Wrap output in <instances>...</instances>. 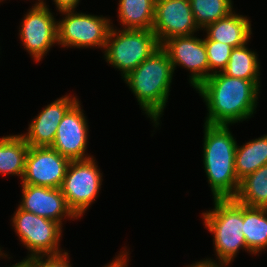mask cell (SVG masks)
Returning <instances> with one entry per match:
<instances>
[{
  "label": "cell",
  "mask_w": 267,
  "mask_h": 267,
  "mask_svg": "<svg viewBox=\"0 0 267 267\" xmlns=\"http://www.w3.org/2000/svg\"><path fill=\"white\" fill-rule=\"evenodd\" d=\"M111 25L103 56L108 65L121 72L123 79L156 51L160 44L152 30L119 29L113 22Z\"/></svg>",
  "instance_id": "5"
},
{
  "label": "cell",
  "mask_w": 267,
  "mask_h": 267,
  "mask_svg": "<svg viewBox=\"0 0 267 267\" xmlns=\"http://www.w3.org/2000/svg\"><path fill=\"white\" fill-rule=\"evenodd\" d=\"M203 167L213 199H234L240 181L235 172L237 141L229 125L203 124Z\"/></svg>",
  "instance_id": "3"
},
{
  "label": "cell",
  "mask_w": 267,
  "mask_h": 267,
  "mask_svg": "<svg viewBox=\"0 0 267 267\" xmlns=\"http://www.w3.org/2000/svg\"><path fill=\"white\" fill-rule=\"evenodd\" d=\"M77 101L63 116L51 148L70 160L92 158L88 154L89 126L85 111ZM82 108V109H81Z\"/></svg>",
  "instance_id": "12"
},
{
  "label": "cell",
  "mask_w": 267,
  "mask_h": 267,
  "mask_svg": "<svg viewBox=\"0 0 267 267\" xmlns=\"http://www.w3.org/2000/svg\"><path fill=\"white\" fill-rule=\"evenodd\" d=\"M8 267H34V257L24 258L18 263L12 264V266Z\"/></svg>",
  "instance_id": "29"
},
{
  "label": "cell",
  "mask_w": 267,
  "mask_h": 267,
  "mask_svg": "<svg viewBox=\"0 0 267 267\" xmlns=\"http://www.w3.org/2000/svg\"><path fill=\"white\" fill-rule=\"evenodd\" d=\"M267 164V134L243 145L237 144L235 172L239 181Z\"/></svg>",
  "instance_id": "20"
},
{
  "label": "cell",
  "mask_w": 267,
  "mask_h": 267,
  "mask_svg": "<svg viewBox=\"0 0 267 267\" xmlns=\"http://www.w3.org/2000/svg\"><path fill=\"white\" fill-rule=\"evenodd\" d=\"M29 145L20 134L0 137V175L22 180Z\"/></svg>",
  "instance_id": "17"
},
{
  "label": "cell",
  "mask_w": 267,
  "mask_h": 267,
  "mask_svg": "<svg viewBox=\"0 0 267 267\" xmlns=\"http://www.w3.org/2000/svg\"><path fill=\"white\" fill-rule=\"evenodd\" d=\"M204 45L208 57L210 77L212 74L222 72L226 68L233 47L210 40L206 35L204 36Z\"/></svg>",
  "instance_id": "24"
},
{
  "label": "cell",
  "mask_w": 267,
  "mask_h": 267,
  "mask_svg": "<svg viewBox=\"0 0 267 267\" xmlns=\"http://www.w3.org/2000/svg\"><path fill=\"white\" fill-rule=\"evenodd\" d=\"M5 1L4 0H1L0 3L1 2L3 3ZM34 5H47V2L45 0H37V1H35Z\"/></svg>",
  "instance_id": "30"
},
{
  "label": "cell",
  "mask_w": 267,
  "mask_h": 267,
  "mask_svg": "<svg viewBox=\"0 0 267 267\" xmlns=\"http://www.w3.org/2000/svg\"><path fill=\"white\" fill-rule=\"evenodd\" d=\"M202 31L195 22L189 0H155L152 31L160 46L168 39Z\"/></svg>",
  "instance_id": "13"
},
{
  "label": "cell",
  "mask_w": 267,
  "mask_h": 267,
  "mask_svg": "<svg viewBox=\"0 0 267 267\" xmlns=\"http://www.w3.org/2000/svg\"><path fill=\"white\" fill-rule=\"evenodd\" d=\"M174 74L170 58L160 46L123 78L144 111L142 113L150 118L156 129L164 115Z\"/></svg>",
  "instance_id": "2"
},
{
  "label": "cell",
  "mask_w": 267,
  "mask_h": 267,
  "mask_svg": "<svg viewBox=\"0 0 267 267\" xmlns=\"http://www.w3.org/2000/svg\"><path fill=\"white\" fill-rule=\"evenodd\" d=\"M70 254L66 251L58 255L34 257V267H72Z\"/></svg>",
  "instance_id": "25"
},
{
  "label": "cell",
  "mask_w": 267,
  "mask_h": 267,
  "mask_svg": "<svg viewBox=\"0 0 267 267\" xmlns=\"http://www.w3.org/2000/svg\"><path fill=\"white\" fill-rule=\"evenodd\" d=\"M20 185L22 190V198L18 204L20 209L56 221L62 226L67 218L72 221L78 219L68 207L60 188Z\"/></svg>",
  "instance_id": "14"
},
{
  "label": "cell",
  "mask_w": 267,
  "mask_h": 267,
  "mask_svg": "<svg viewBox=\"0 0 267 267\" xmlns=\"http://www.w3.org/2000/svg\"><path fill=\"white\" fill-rule=\"evenodd\" d=\"M195 90L208 111L204 123L230 127L254 117L261 93L254 81L230 77L223 72L212 74Z\"/></svg>",
  "instance_id": "1"
},
{
  "label": "cell",
  "mask_w": 267,
  "mask_h": 267,
  "mask_svg": "<svg viewBox=\"0 0 267 267\" xmlns=\"http://www.w3.org/2000/svg\"><path fill=\"white\" fill-rule=\"evenodd\" d=\"M250 20L234 10L228 16L208 24L202 31L210 40L237 48L251 40L253 30Z\"/></svg>",
  "instance_id": "16"
},
{
  "label": "cell",
  "mask_w": 267,
  "mask_h": 267,
  "mask_svg": "<svg viewBox=\"0 0 267 267\" xmlns=\"http://www.w3.org/2000/svg\"><path fill=\"white\" fill-rule=\"evenodd\" d=\"M56 6L57 12L76 10L81 2L80 0H52Z\"/></svg>",
  "instance_id": "27"
},
{
  "label": "cell",
  "mask_w": 267,
  "mask_h": 267,
  "mask_svg": "<svg viewBox=\"0 0 267 267\" xmlns=\"http://www.w3.org/2000/svg\"><path fill=\"white\" fill-rule=\"evenodd\" d=\"M78 100L70 93L57 98L45 106L29 123L27 132L20 135L30 147H51L63 116Z\"/></svg>",
  "instance_id": "15"
},
{
  "label": "cell",
  "mask_w": 267,
  "mask_h": 267,
  "mask_svg": "<svg viewBox=\"0 0 267 267\" xmlns=\"http://www.w3.org/2000/svg\"><path fill=\"white\" fill-rule=\"evenodd\" d=\"M213 209L202 213L205 230L213 236L216 259L206 258L225 264H232L240 250H248L243 230V204L235 199H213Z\"/></svg>",
  "instance_id": "4"
},
{
  "label": "cell",
  "mask_w": 267,
  "mask_h": 267,
  "mask_svg": "<svg viewBox=\"0 0 267 267\" xmlns=\"http://www.w3.org/2000/svg\"><path fill=\"white\" fill-rule=\"evenodd\" d=\"M49 5H32L19 25V38L36 63L42 61L50 49L58 45L57 20Z\"/></svg>",
  "instance_id": "9"
},
{
  "label": "cell",
  "mask_w": 267,
  "mask_h": 267,
  "mask_svg": "<svg viewBox=\"0 0 267 267\" xmlns=\"http://www.w3.org/2000/svg\"><path fill=\"white\" fill-rule=\"evenodd\" d=\"M124 247L125 248H122L124 250H121L118 255H115V257L113 258L111 262L105 264L102 267H128V264L130 261L129 260L130 251L128 250L126 246Z\"/></svg>",
  "instance_id": "26"
},
{
  "label": "cell",
  "mask_w": 267,
  "mask_h": 267,
  "mask_svg": "<svg viewBox=\"0 0 267 267\" xmlns=\"http://www.w3.org/2000/svg\"><path fill=\"white\" fill-rule=\"evenodd\" d=\"M2 248H3V247H0V258H1V259L5 258V257H6L7 259H8V258H9V259L13 258L12 256L9 257V255H8L7 253H4V251L2 250ZM2 257H3V258H2Z\"/></svg>",
  "instance_id": "31"
},
{
  "label": "cell",
  "mask_w": 267,
  "mask_h": 267,
  "mask_svg": "<svg viewBox=\"0 0 267 267\" xmlns=\"http://www.w3.org/2000/svg\"><path fill=\"white\" fill-rule=\"evenodd\" d=\"M237 202L258 208H267V164L240 181Z\"/></svg>",
  "instance_id": "22"
},
{
  "label": "cell",
  "mask_w": 267,
  "mask_h": 267,
  "mask_svg": "<svg viewBox=\"0 0 267 267\" xmlns=\"http://www.w3.org/2000/svg\"><path fill=\"white\" fill-rule=\"evenodd\" d=\"M117 18L120 29L152 30L155 0H119Z\"/></svg>",
  "instance_id": "19"
},
{
  "label": "cell",
  "mask_w": 267,
  "mask_h": 267,
  "mask_svg": "<svg viewBox=\"0 0 267 267\" xmlns=\"http://www.w3.org/2000/svg\"><path fill=\"white\" fill-rule=\"evenodd\" d=\"M229 264H225V263H220V262H214L211 260H207V259H201V260H197L195 261V263H192L190 265H186L185 267H227Z\"/></svg>",
  "instance_id": "28"
},
{
  "label": "cell",
  "mask_w": 267,
  "mask_h": 267,
  "mask_svg": "<svg viewBox=\"0 0 267 267\" xmlns=\"http://www.w3.org/2000/svg\"><path fill=\"white\" fill-rule=\"evenodd\" d=\"M248 43L232 49L227 66L222 72L230 77L252 80L261 87L259 55L248 47Z\"/></svg>",
  "instance_id": "21"
},
{
  "label": "cell",
  "mask_w": 267,
  "mask_h": 267,
  "mask_svg": "<svg viewBox=\"0 0 267 267\" xmlns=\"http://www.w3.org/2000/svg\"><path fill=\"white\" fill-rule=\"evenodd\" d=\"M70 162L51 147H29L20 184L60 188Z\"/></svg>",
  "instance_id": "11"
},
{
  "label": "cell",
  "mask_w": 267,
  "mask_h": 267,
  "mask_svg": "<svg viewBox=\"0 0 267 267\" xmlns=\"http://www.w3.org/2000/svg\"><path fill=\"white\" fill-rule=\"evenodd\" d=\"M245 243L252 255L259 256L267 248V208L243 205Z\"/></svg>",
  "instance_id": "18"
},
{
  "label": "cell",
  "mask_w": 267,
  "mask_h": 267,
  "mask_svg": "<svg viewBox=\"0 0 267 267\" xmlns=\"http://www.w3.org/2000/svg\"><path fill=\"white\" fill-rule=\"evenodd\" d=\"M21 244L28 250L26 258L58 255L66 252L60 246L63 226L17 207L10 220ZM64 250V251H63Z\"/></svg>",
  "instance_id": "6"
},
{
  "label": "cell",
  "mask_w": 267,
  "mask_h": 267,
  "mask_svg": "<svg viewBox=\"0 0 267 267\" xmlns=\"http://www.w3.org/2000/svg\"><path fill=\"white\" fill-rule=\"evenodd\" d=\"M96 162L94 157L71 160L60 187L68 207L78 218L95 203L103 185V173Z\"/></svg>",
  "instance_id": "8"
},
{
  "label": "cell",
  "mask_w": 267,
  "mask_h": 267,
  "mask_svg": "<svg viewBox=\"0 0 267 267\" xmlns=\"http://www.w3.org/2000/svg\"><path fill=\"white\" fill-rule=\"evenodd\" d=\"M161 47L168 54L174 71L179 66L189 71V83L196 89L209 78V63L204 38L197 34L177 36L166 40Z\"/></svg>",
  "instance_id": "10"
},
{
  "label": "cell",
  "mask_w": 267,
  "mask_h": 267,
  "mask_svg": "<svg viewBox=\"0 0 267 267\" xmlns=\"http://www.w3.org/2000/svg\"><path fill=\"white\" fill-rule=\"evenodd\" d=\"M189 2L195 22L201 30L235 10L232 0H189Z\"/></svg>",
  "instance_id": "23"
},
{
  "label": "cell",
  "mask_w": 267,
  "mask_h": 267,
  "mask_svg": "<svg viewBox=\"0 0 267 267\" xmlns=\"http://www.w3.org/2000/svg\"><path fill=\"white\" fill-rule=\"evenodd\" d=\"M57 20L58 45L63 48H100L103 52L111 19L103 15L86 14L76 10L59 12Z\"/></svg>",
  "instance_id": "7"
}]
</instances>
